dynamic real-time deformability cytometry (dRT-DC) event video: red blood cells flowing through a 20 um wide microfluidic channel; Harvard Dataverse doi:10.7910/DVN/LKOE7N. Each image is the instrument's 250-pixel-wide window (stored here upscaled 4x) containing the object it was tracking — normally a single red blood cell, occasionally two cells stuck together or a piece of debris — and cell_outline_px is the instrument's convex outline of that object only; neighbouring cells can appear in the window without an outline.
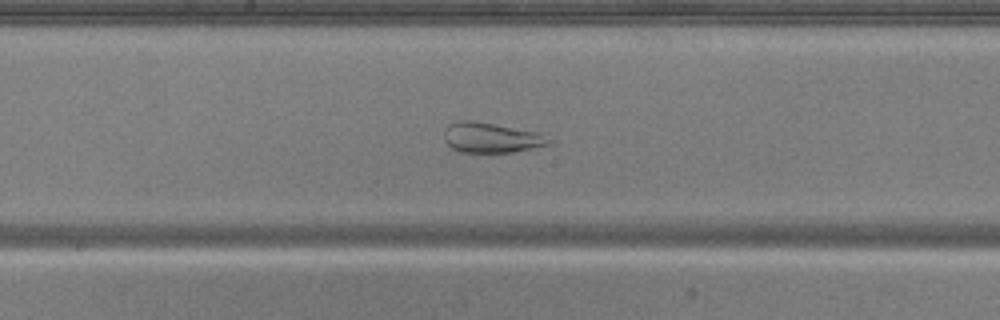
{"species": "common noctule bat (a hibernating species)", "species_latin": "Nyctalus noctula", "temperature_condition": "warm", "stored_images_in_passage": 51, "camera_frame_rate_fps": 3000, "um_per_image_px": 0.085, "animal": {"sex": "male", "body_mass_g": 20.5, "forearm_length_mm": 52.5}, "frame": {"image": 1, "passage_image": 26, "time_ms": 8.333, "image_size_px": [1000, 320], "cell_outline_px": [[552, 144], [512, 152], [460, 152], [452, 148], [444, 140], [444, 128], [448, 124], [460, 120], [468, 120], [544, 132], [552, 140]], "centroid_in_image_um": [41.8, 11.69], "position_along_channel_um": 206.4, "area_um2": 18.67}}
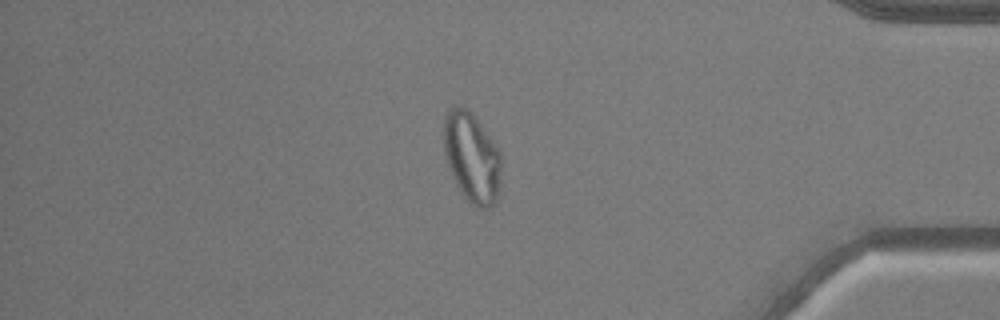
{"frame": {"image": 2, "passage_image": 43, "time_ms": 14.0, "image_size_px": [1000, 320], "cell_outline_px": [[500, 196], [488, 208], [476, 208], [468, 204], [460, 192], [456, 184], [448, 164], [444, 152], [444, 116], [448, 108], [456, 104], [460, 104], [472, 112], [496, 144], [500, 152]], "centroid_in_image_um": [40.1, 13.38], "position_along_channel_um": 395.1, "area_um2": 30.75}}
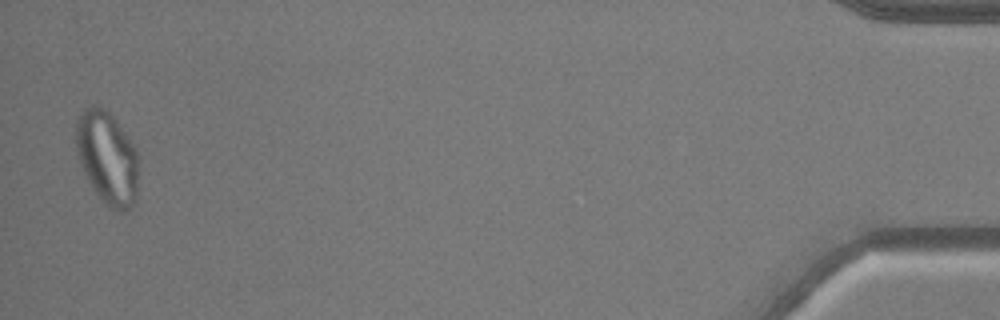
{"frame": {"image": 3, "passage_image": 50, "time_ms": 16.333, "image_size_px": [1000, 320], "cell_outline_px": [[140, 160], [136, 204], [132, 208], [120, 212], [112, 208], [92, 188], [84, 172], [76, 152], [76, 120], [80, 112], [84, 108], [96, 104], [104, 108], [116, 120], [128, 136], [140, 156]], "centroid_in_image_um": [9.16, 13.4], "position_along_channel_um": 426.0, "area_um2": 34.45}}